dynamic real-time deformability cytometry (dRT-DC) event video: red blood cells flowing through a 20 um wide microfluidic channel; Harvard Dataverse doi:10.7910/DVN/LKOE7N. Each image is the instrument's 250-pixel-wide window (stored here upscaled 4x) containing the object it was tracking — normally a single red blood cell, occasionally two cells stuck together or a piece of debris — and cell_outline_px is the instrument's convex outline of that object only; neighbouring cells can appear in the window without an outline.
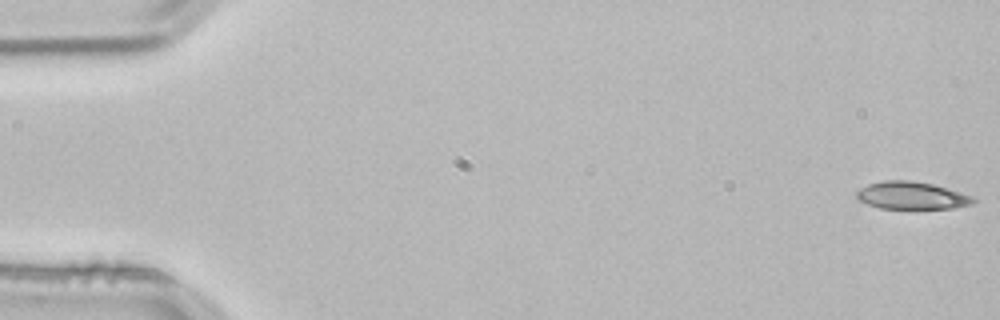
{"species": "common noctule bat (a hibernating species)", "species_latin": "Nyctalus noctula", "temperature_condition": "room temperature", "stored_images_in_passage": 53, "camera_frame_rate_fps": 3000, "um_per_image_px": 0.085, "animal": {"sex": "male", "body_mass_g": 21.5, "forearm_length_mm": 52.0}, "frame": {"image": 1, "passage_image": 1, "time_ms": 0.0, "image_size_px": [1000, 320], "cell_outline_px": [[976, 200], [972, 204], [952, 208], [880, 208], [868, 204], [860, 200], [856, 196], [856, 192], [860, 188], [868, 184], [884, 180], [912, 180], [932, 184], [960, 192], [972, 196]], "centroid_in_image_um": [77.48, 16.61], "position_along_channel_um": 7.5, "area_um2": 18.5}}
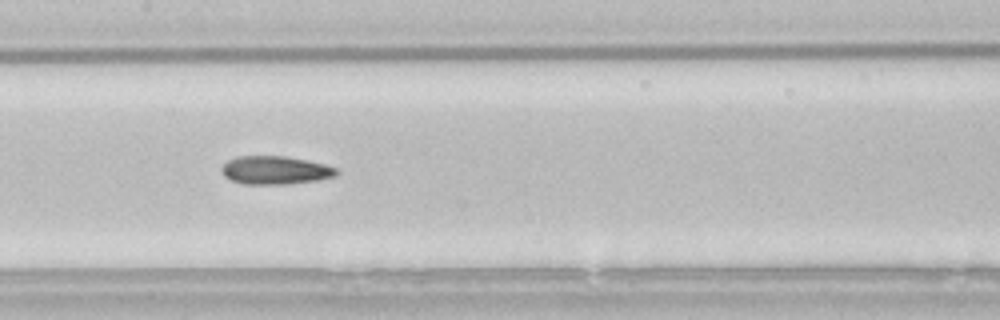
{"frame": {"image": 2, "passage_image": 26, "time_ms": 8.333, "image_size_px": [1000, 320], "cell_outline_px": [[340, 172], [332, 176], [316, 180], [284, 184], [244, 184], [232, 180], [224, 176], [220, 168], [228, 160], [236, 156], [284, 156], [324, 164], [336, 168]], "centroid_in_image_um": [23.34, 14.46], "position_along_channel_um": 184.1, "area_um2": 18.67}}
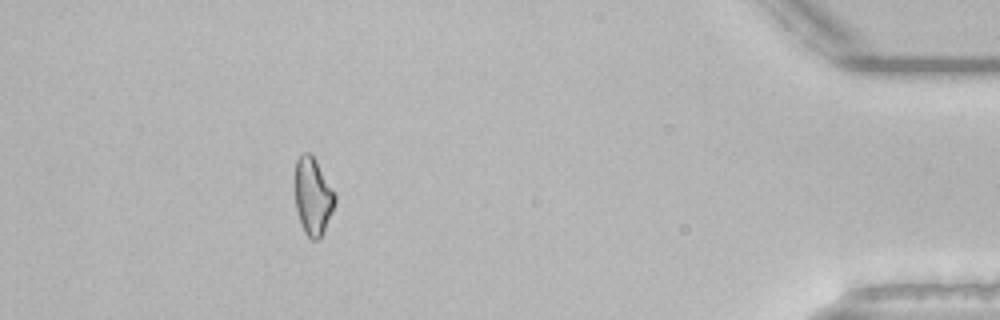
{"frame": {"image": 3, "passage_image": 48, "time_ms": 15.667, "image_size_px": [1000, 320], "cell_outline_px": [[336, 200], [324, 228], [320, 236], [316, 240], [312, 240], [304, 232], [296, 208], [296, 160], [304, 152], [308, 152], [316, 160], [336, 192]], "centroid_in_image_um": [26.61, 16.65], "position_along_channel_um": 408.6, "area_um2": 17.57}, "authors_computed_cell_mechanics": {"area_um2": 18.8428, "velocity_mm_per_s": 3.8438, "shape_relaxation_time_tau1_ms": null, "shape_relaxation_time_tau2_ms": 4.8617, "deformation_change_tau1": null, "deformation_change_tau2": 0.1306}}